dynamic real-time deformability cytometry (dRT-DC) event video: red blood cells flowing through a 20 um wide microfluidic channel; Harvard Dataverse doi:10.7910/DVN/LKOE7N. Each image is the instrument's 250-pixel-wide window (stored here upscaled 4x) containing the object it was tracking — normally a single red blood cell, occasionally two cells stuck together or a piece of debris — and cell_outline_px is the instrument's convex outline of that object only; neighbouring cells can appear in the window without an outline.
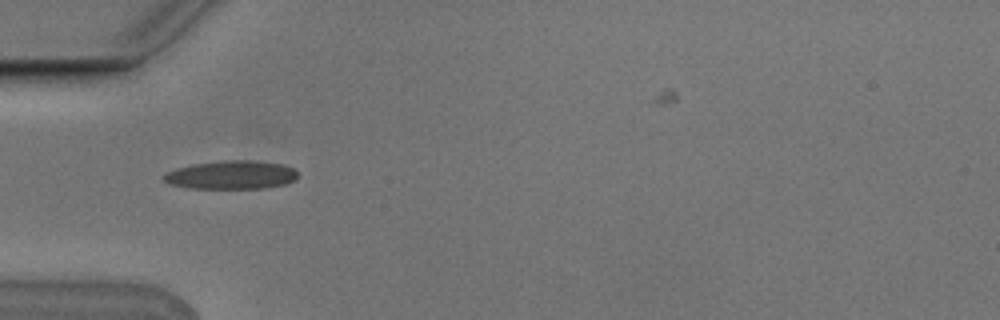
{"species": "Egyptian fruit bat (a non-hibernating species)", "species_latin": "Rousettus aegyptiacus", "temperature_condition": "cold", "stored_images_in_passage": 2, "camera_frame_rate_fps": 3000, "um_per_image_px": 0.085, "animal": {"sex": "male"}, "frame": {"image": 1, "passage_image": 2, "time_ms": 0.333, "image_size_px": [1000, 320], "cell_outline_px": [[296, 180], [284, 184], [264, 188], [188, 188], [172, 184], [164, 180], [160, 176], [176, 168], [192, 164], [224, 160], [248, 160], [284, 164], [292, 168], [296, 172]], "centroid_in_image_um": [19.65, 14.86], "position_along_channel_um": 65.4, "area_um2": 22.14}}